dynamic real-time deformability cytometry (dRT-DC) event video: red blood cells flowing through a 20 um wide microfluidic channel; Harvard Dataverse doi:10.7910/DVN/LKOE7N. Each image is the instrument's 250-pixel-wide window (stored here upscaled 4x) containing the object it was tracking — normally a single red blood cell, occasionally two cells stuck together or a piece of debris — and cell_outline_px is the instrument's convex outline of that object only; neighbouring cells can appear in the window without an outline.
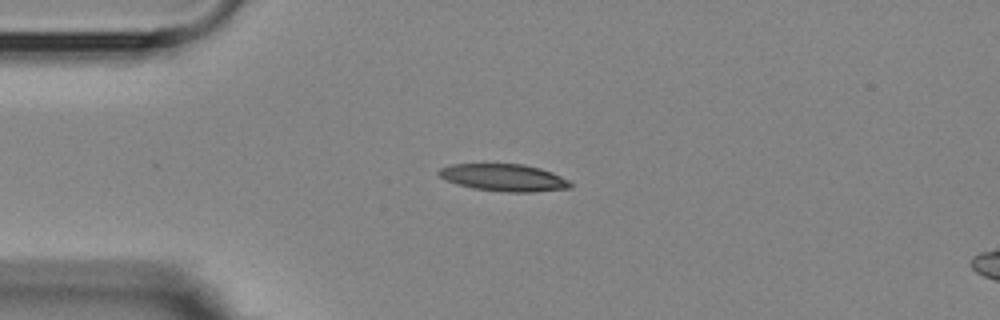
{"species": "Egyptian fruit bat (a non-hibernating species)", "species_latin": "Rousettus aegyptiacus", "temperature_condition": "room temperature", "stored_images_in_passage": 6, "camera_frame_rate_fps": 3000, "um_per_image_px": 0.085, "animal": {"sex": "female"}, "frame": {"image": 1, "passage_image": 1, "time_ms": 0.0, "image_size_px": [1000, 320], "cell_outline_px": [[572, 188], [532, 192], [508, 192], [472, 188], [448, 180], [440, 176], [436, 172], [440, 168], [452, 164], [524, 164], [540, 168], [552, 172], [568, 180], [572, 184]], "centroid_in_image_um": [42.86, 15.09], "position_along_channel_um": 42.1, "area_um2": 20.69}}
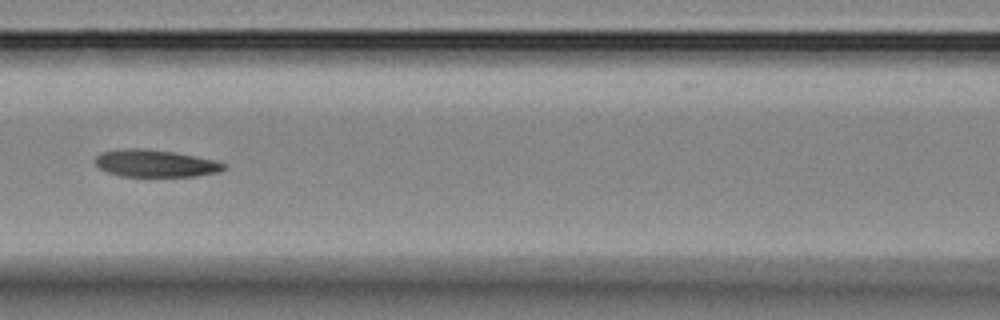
{"frame": {"image": 2, "passage_image": 4, "time_ms": 3.667, "image_size_px": [1000, 320], "cell_outline_px": [[228, 164], [220, 172], [192, 176], [120, 176], [108, 172], [100, 168], [96, 164], [96, 156], [100, 152], [124, 148], [144, 148], [172, 152], [196, 156], [216, 160]], "centroid_in_image_um": [13.21, 13.88], "position_along_channel_um": 153.4, "area_um2": 20.4}}
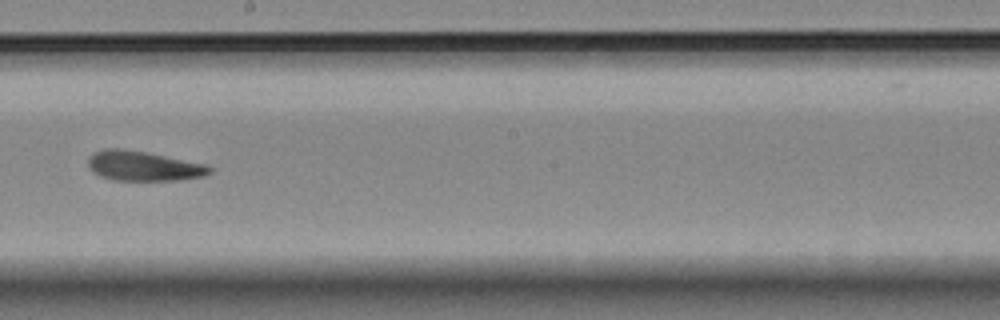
{"frame": {"image": 3, "passage_image": 6, "time_ms": 6.0, "image_size_px": [1000, 320], "cell_outline_px": [[212, 172], [204, 176], [176, 180], [112, 180], [100, 176], [92, 172], [88, 168], [88, 156], [92, 152], [104, 148], [124, 148], [204, 164], [212, 168]], "centroid_in_image_um": [12.1, 14.1], "position_along_channel_um": 236.1, "area_um2": 21.1}}